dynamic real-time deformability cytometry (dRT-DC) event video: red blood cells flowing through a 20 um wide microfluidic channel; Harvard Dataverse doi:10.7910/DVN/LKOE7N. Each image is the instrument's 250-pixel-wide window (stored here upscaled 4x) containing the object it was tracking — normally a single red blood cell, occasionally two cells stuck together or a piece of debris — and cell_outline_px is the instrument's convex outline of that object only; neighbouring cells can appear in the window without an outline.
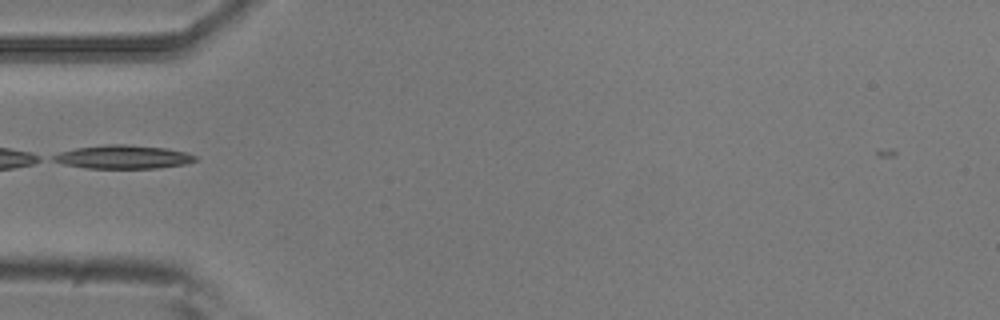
{"species": "common noctule bat (a hibernating species)", "species_latin": "Nyctalus noctula", "temperature_condition": "room temperature", "stored_images_in_passage": 4, "camera_frame_rate_fps": 3000, "um_per_image_px": 0.085, "animal": {"sex": "male", "body_mass_g": 20.5, "forearm_length_mm": 52.5}, "frame": {"image": 1, "passage_image": 3, "time_ms": 0.667, "image_size_px": [1000, 320], "cell_outline_px": [[196, 160], [184, 164], [156, 168], [84, 168], [64, 164], [52, 160], [52, 156], [60, 152], [76, 148], [104, 144], [124, 144], [164, 148], [184, 152], [196, 156]], "centroid_in_image_um": [10.42, 13.34], "position_along_channel_um": 74.6, "area_um2": 19.25}}
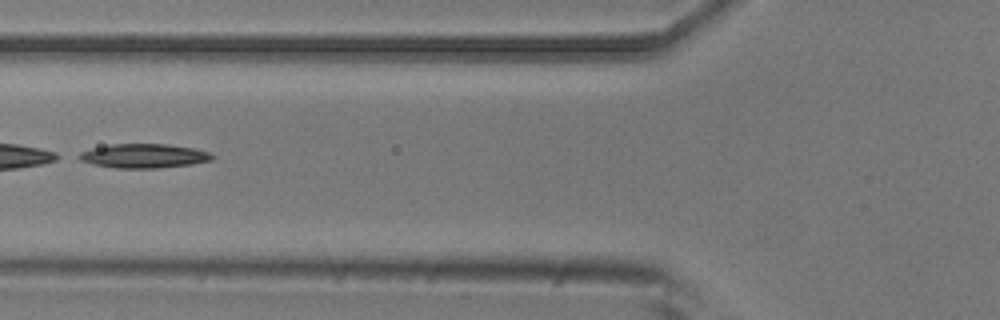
{"frame": {"image": 2, "passage_image": 4, "time_ms": 1.0, "image_size_px": [1000, 320], "cell_outline_px": [[216, 156], [212, 160], [192, 164], [156, 168], [116, 168], [96, 164], [80, 160], [72, 156], [80, 152], [92, 148], [112, 144], [168, 144], [196, 148], [208, 152]], "centroid_in_image_um": [12.22, 13.24], "position_along_channel_um": 113.6, "area_um2": 18.84}}